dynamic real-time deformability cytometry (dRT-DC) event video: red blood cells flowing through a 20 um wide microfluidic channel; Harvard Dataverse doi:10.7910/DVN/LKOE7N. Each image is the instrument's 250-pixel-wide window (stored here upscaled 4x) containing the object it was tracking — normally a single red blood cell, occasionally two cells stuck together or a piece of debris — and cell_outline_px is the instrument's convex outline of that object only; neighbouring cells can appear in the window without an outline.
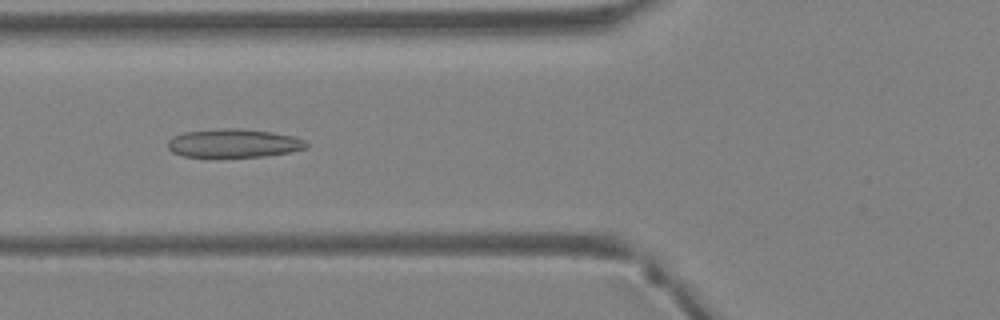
{"species": "Egyptian fruit bat (a non-hibernating species)", "species_latin": "Rousettus aegyptiacus", "temperature_condition": "warm", "stored_images_in_passage": 41, "camera_frame_rate_fps": 3000, "um_per_image_px": 0.085, "animal": {"sex": "female"}, "frame": {"image": 1, "passage_image": 15, "time_ms": 4.667, "image_size_px": [1000, 320], "cell_outline_px": [[308, 148], [288, 152], [264, 156], [216, 160], [184, 156], [172, 152], [168, 148], [168, 140], [172, 136], [184, 132], [224, 128], [240, 128], [272, 132], [292, 136], [304, 140], [308, 144]], "centroid_in_image_um": [19.81, 12.22], "position_along_channel_um": 106.0, "area_um2": 23.93}}
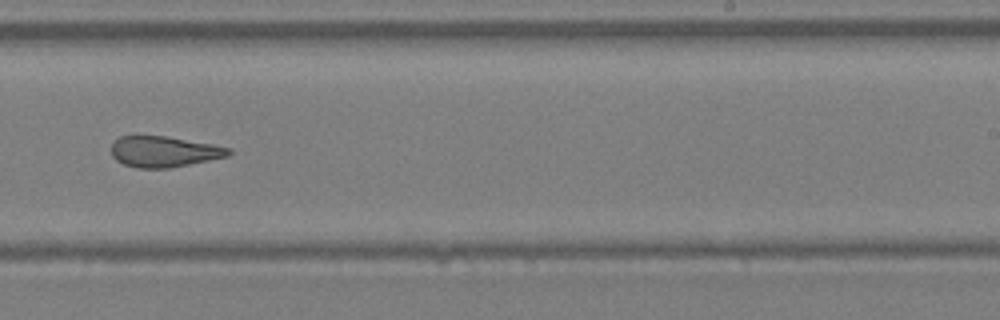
{"frame": {"image": 2, "passage_image": 25, "time_ms": 8.0, "image_size_px": [1000, 320], "cell_outline_px": [[232, 152], [228, 156], [168, 168], [140, 168], [124, 164], [116, 160], [112, 156], [112, 144], [120, 136], [164, 136], [216, 144], [232, 148]], "centroid_in_image_um": [13.97, 12.88], "position_along_channel_um": 275.0, "area_um2": 20.98}}
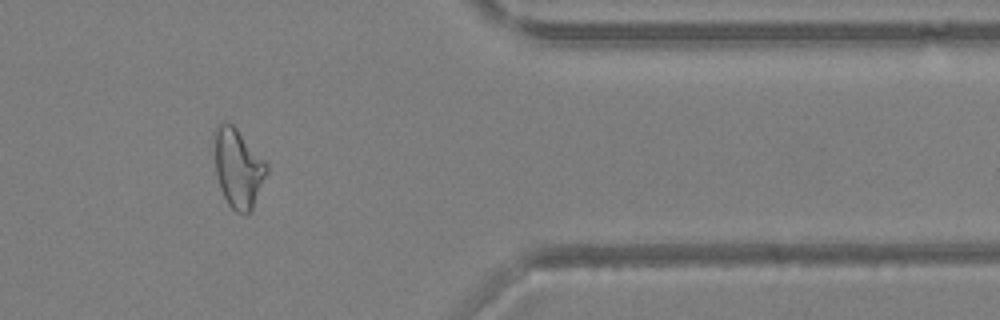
{"frame": {"image": 3, "passage_image": 33, "time_ms": 10.667, "image_size_px": [1000, 320], "cell_outline_px": [[268, 172], [252, 208], [248, 212], [236, 212], [228, 204], [220, 188], [216, 176], [212, 132], [224, 120], [228, 120], [236, 128], [268, 164]], "centroid_in_image_um": [20.2, 14.23], "position_along_channel_um": 391.2, "area_um2": 24.16}}